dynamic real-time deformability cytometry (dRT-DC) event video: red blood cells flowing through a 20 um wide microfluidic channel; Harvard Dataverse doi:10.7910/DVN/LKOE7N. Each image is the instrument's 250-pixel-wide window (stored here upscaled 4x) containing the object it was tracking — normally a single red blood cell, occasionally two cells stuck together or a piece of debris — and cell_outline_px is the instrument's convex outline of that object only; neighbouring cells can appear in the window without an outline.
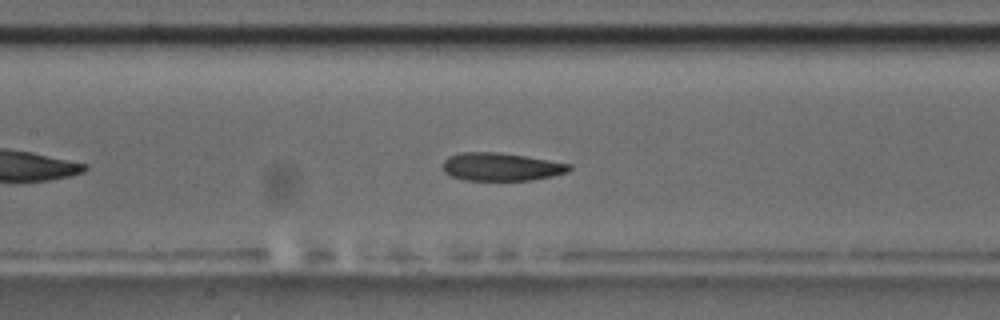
{"species": "common noctule bat (a hibernating species)", "species_latin": "Nyctalus noctula", "temperature_condition": "room temperature", "stored_images_in_passage": 32, "camera_frame_rate_fps": 3000, "um_per_image_px": 0.085, "animal": {"sex": "male", "body_mass_g": 17.5, "forearm_length_mm": 52.3}, "frame": {"image": 1, "passage_image": 14, "time_ms": 4.333, "image_size_px": [1000, 320], "cell_outline_px": [[572, 168], [568, 172], [552, 176], [532, 180], [464, 180], [452, 176], [444, 172], [444, 160], [448, 156], [460, 152], [500, 152], [572, 164]], "centroid_in_image_um": [42.6, 14.17], "position_along_channel_um": 164.8, "area_um2": 20.63}}
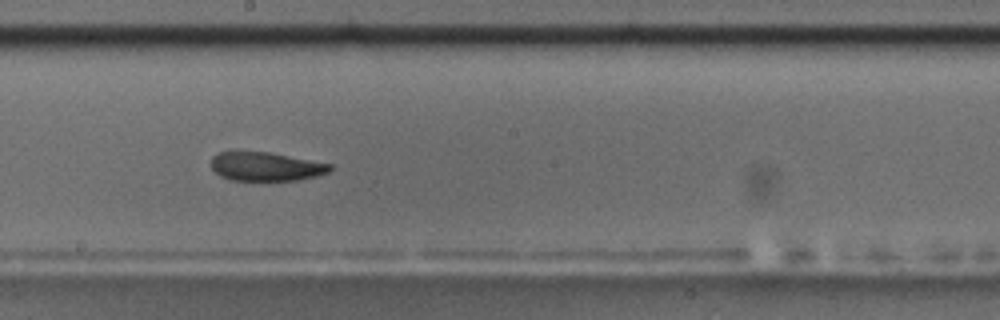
{"frame": {"image": 2, "passage_image": 19, "time_ms": 6.0, "image_size_px": [1000, 320], "cell_outline_px": [[332, 168], [328, 172], [316, 176], [296, 180], [232, 180], [220, 176], [212, 168], [212, 156], [216, 152], [232, 148], [236, 148], [268, 152], [332, 164]], "centroid_in_image_um": [22.5, 14.1], "position_along_channel_um": 225.7, "area_um2": 20.52}, "authors_computed_cell_mechanics": {"area_um2": 21.1837, "velocity_mm_per_s": 3.6831, "shape_relaxation_time_tau1_ms": null, "shape_relaxation_time_tau2_ms": 2.6996, "deformation_change_tau1": null, "deformation_change_tau2": 0.0943}}